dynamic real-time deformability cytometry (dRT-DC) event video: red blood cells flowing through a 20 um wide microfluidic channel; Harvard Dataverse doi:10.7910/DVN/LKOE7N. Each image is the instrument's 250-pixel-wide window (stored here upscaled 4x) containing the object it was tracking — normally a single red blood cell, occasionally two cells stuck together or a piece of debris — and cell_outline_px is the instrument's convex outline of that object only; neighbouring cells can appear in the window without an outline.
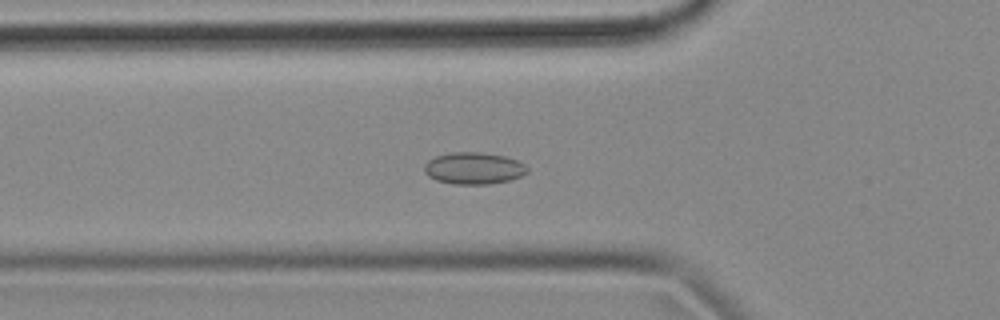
{"species": "common noctule bat (a hibernating species)", "species_latin": "Nyctalus noctula", "temperature_condition": "cold", "stored_images_in_passage": 56, "camera_frame_rate_fps": 3000, "um_per_image_px": 0.085, "animal": {"sex": "female", "body_mass_g": 18.4}, "frame": {"image": 1, "passage_image": 19, "time_ms": 6.0, "image_size_px": [1000, 320], "cell_outline_px": [[528, 172], [520, 176], [508, 180], [488, 184], [452, 184], [436, 180], [428, 176], [424, 172], [424, 164], [428, 160], [436, 156], [452, 152], [480, 152], [504, 156], [516, 160], [524, 164], [528, 168]], "centroid_in_image_um": [40.24, 14.3], "position_along_channel_um": 85.6, "area_um2": 19.07}}
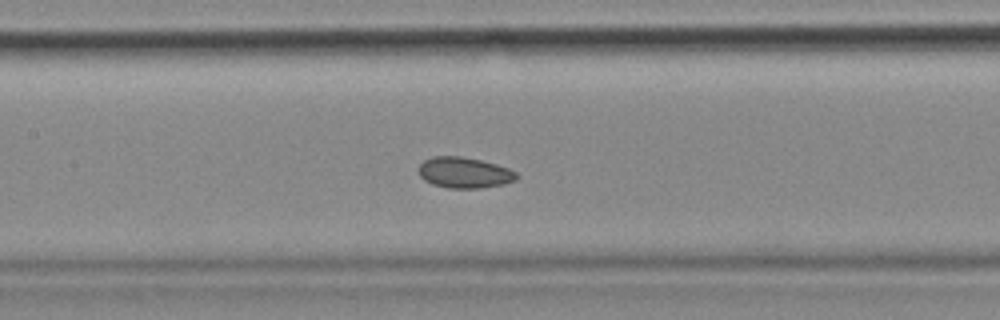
{"frame": {"image": 2, "passage_image": 26, "time_ms": 8.333, "image_size_px": [1000, 320], "cell_outline_px": [[520, 176], [516, 180], [504, 184], [480, 188], [448, 188], [432, 184], [424, 180], [420, 176], [420, 164], [424, 160], [432, 156], [460, 156], [480, 160], [496, 164], [508, 168], [516, 172]], "centroid_in_image_um": [39.49, 14.68], "position_along_channel_um": 167.9, "area_um2": 17.63}}
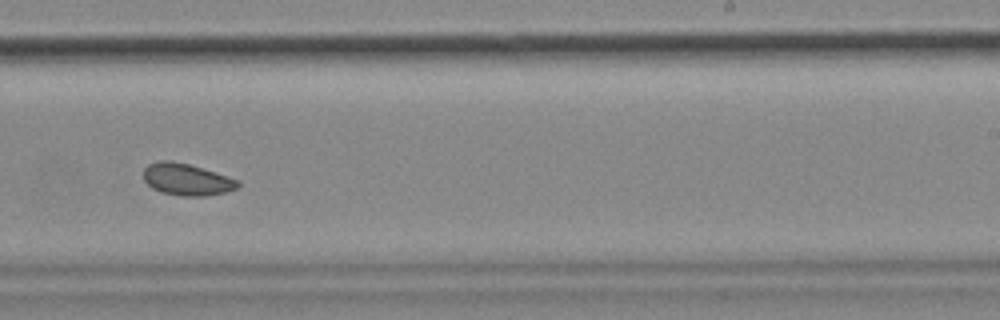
{"frame": {"image": 3, "passage_image": 35, "time_ms": 11.333, "image_size_px": [1000, 320], "cell_outline_px": [[240, 184], [236, 188], [224, 192], [204, 196], [180, 196], [160, 192], [152, 188], [144, 180], [144, 168], [148, 164], [160, 160], [172, 160], [188, 164], [216, 172], [240, 180]], "centroid_in_image_um": [15.86, 15.25], "position_along_channel_um": 273.1, "area_um2": 17.57}, "authors_computed_cell_mechanics": {"area_um2": 17.6579, "velocity_mm_per_s": 3.5181, "shape_relaxation_time_tau1_ms": null, "shape_relaxation_time_tau2_ms": 3.1375, "deformation_change_tau1": null, "deformation_change_tau2": 0.0692}}